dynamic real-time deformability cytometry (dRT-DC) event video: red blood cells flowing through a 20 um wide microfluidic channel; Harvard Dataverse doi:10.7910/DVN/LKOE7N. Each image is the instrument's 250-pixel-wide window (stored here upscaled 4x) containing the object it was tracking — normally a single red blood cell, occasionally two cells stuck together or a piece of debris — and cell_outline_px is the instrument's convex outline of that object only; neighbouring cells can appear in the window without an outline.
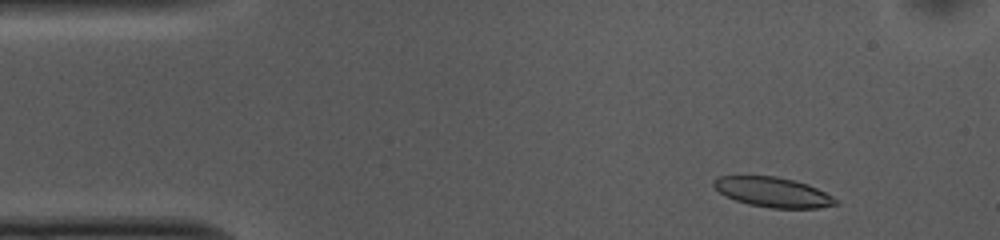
{"species": "common noctule bat (a hibernating species)", "species_latin": "Nyctalus noctula", "temperature_condition": "cold", "stored_images_in_passage": 47, "camera_frame_rate_fps": 3000, "um_per_image_px": 0.085, "animal": {"sex": "female", "body_mass_g": 10.0, "forearm_length_mm": 53.1}, "frame": {"image": 1, "passage_image": 4, "time_ms": 1.0, "image_size_px": [1000, 240], "cell_outline_px": [[840, 204], [820, 208], [768, 208], [748, 204], [736, 200], [720, 192], [712, 184], [712, 180], [720, 176], [776, 176], [808, 184], [832, 196]], "centroid_in_image_um": [65.71, 16.34], "position_along_channel_um": 19.3, "area_um2": 21.1}}
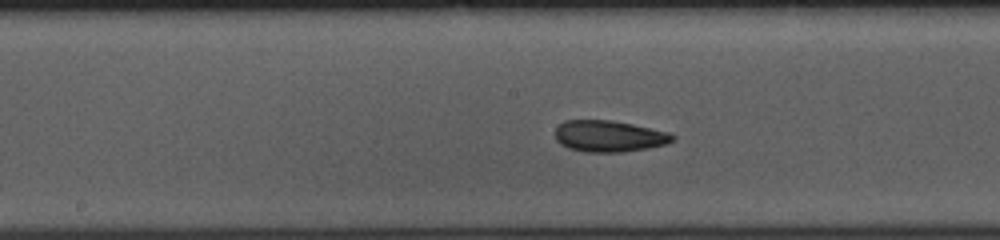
{"frame": {"image": 2, "passage_image": 24, "time_ms": 7.667, "image_size_px": [1000, 240], "cell_outline_px": [[676, 140], [668, 144], [648, 148], [620, 152], [588, 152], [568, 148], [560, 144], [556, 140], [556, 128], [564, 120], [608, 120], [632, 124], [668, 132], [676, 136]], "centroid_in_image_um": [51.79, 11.58], "position_along_channel_um": 196.4, "area_um2": 21.5}}
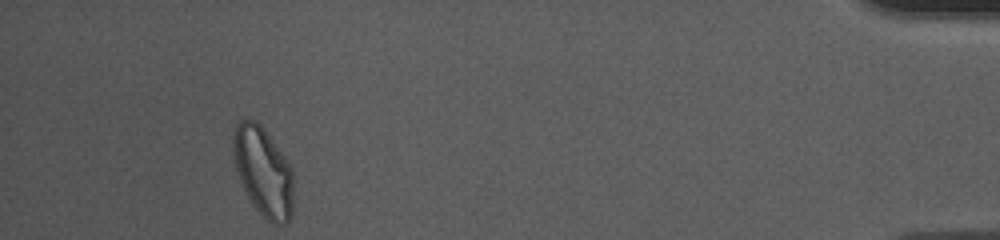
{"frame": {"image": 3, "passage_image": 47, "time_ms": 15.333, "image_size_px": [1000, 240], "cell_outline_px": [[292, 216], [288, 224], [272, 224], [252, 204], [240, 180], [236, 168], [232, 148], [232, 136], [236, 124], [240, 120], [256, 120], [260, 124], [292, 168]], "centroid_in_image_um": [22.37, 14.6], "position_along_channel_um": 412.8, "area_um2": 30.98}, "authors_computed_cell_mechanics": {"area_um2": 21.5016, "velocity_mm_per_s": 3.7192, "shape_relaxation_time_tau1_ms": null, "shape_relaxation_time_tau2_ms": 3.3339, "deformation_change_tau1": null, "deformation_change_tau2": 0.0888}}